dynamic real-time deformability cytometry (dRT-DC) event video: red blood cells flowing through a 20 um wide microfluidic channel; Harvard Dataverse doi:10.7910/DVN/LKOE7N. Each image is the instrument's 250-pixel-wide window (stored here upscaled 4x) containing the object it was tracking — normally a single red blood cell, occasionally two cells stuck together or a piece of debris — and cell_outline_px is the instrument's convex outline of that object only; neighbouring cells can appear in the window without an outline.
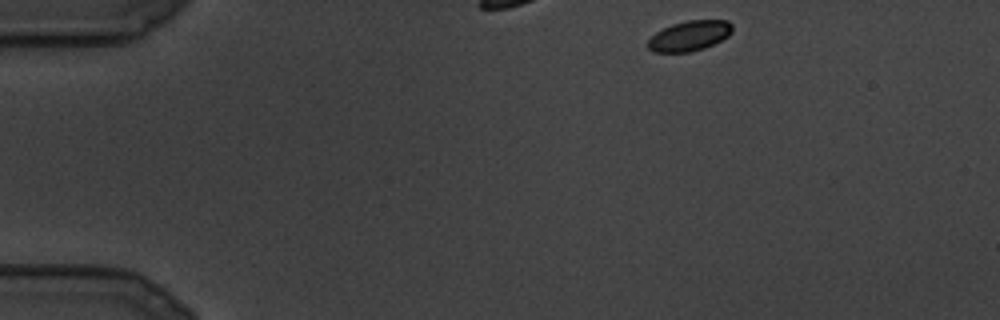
{"species": "common noctule bat (a hibernating species)", "species_latin": "Nyctalus noctula", "temperature_condition": "cold", "stored_images_in_passage": 17, "camera_frame_rate_fps": 3000, "um_per_image_px": 0.085, "animal": {"sex": "male", "body_mass_g": 19.5, "forearm_length_mm": 54.6}, "frame": {"image": 1, "passage_image": 1, "time_ms": 0.0, "image_size_px": [1000, 320], "cell_outline_px": [[732, 32], [728, 36], [704, 48], [692, 52], [652, 52], [648, 48], [648, 40], [656, 32], [672, 24], [688, 20], [728, 20], [732, 24]], "centroid_in_image_um": [58.6, 3.04], "position_along_channel_um": 26.4, "area_um2": 14.8}}